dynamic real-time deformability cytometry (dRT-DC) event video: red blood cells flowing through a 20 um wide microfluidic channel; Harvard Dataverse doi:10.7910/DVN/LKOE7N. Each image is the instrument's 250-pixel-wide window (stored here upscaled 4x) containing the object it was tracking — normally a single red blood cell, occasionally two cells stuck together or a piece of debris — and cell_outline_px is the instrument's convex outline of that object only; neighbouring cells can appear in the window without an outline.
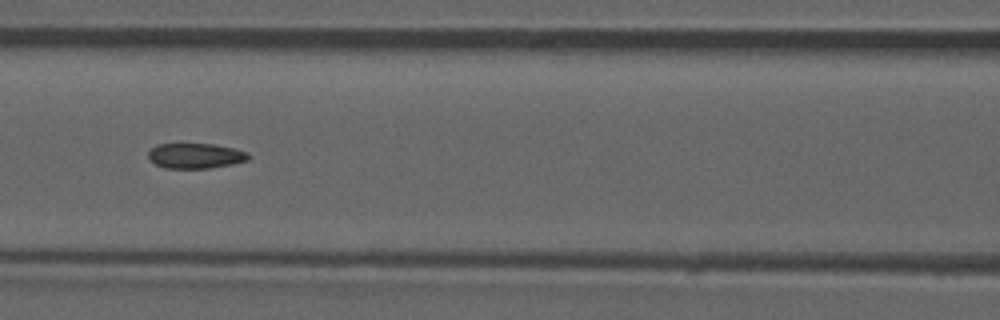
{"species": "common noctule bat (a hibernating species)", "species_latin": "Nyctalus noctula", "temperature_condition": "room temperature", "stored_images_in_passage": 54, "camera_frame_rate_fps": 3000, "um_per_image_px": 0.085, "animal": {"sex": "male", "forearm_length_mm": 52.5}, "frame": {"image": 1, "passage_image": 24, "time_ms": 7.667, "image_size_px": [1000, 320], "cell_outline_px": [[252, 156], [248, 160], [232, 164], [208, 168], [164, 168], [148, 160], [148, 152], [156, 144], [212, 144], [232, 148], [248, 152]], "centroid_in_image_um": [16.61, 13.24], "position_along_channel_um": 150.0, "area_um2": 14.74}, "authors_computed_cell_mechanics": {"area_um2": 15.3748, "velocity_mm_per_s": 3.8627, "shape_relaxation_time_tau1_ms": null, "shape_relaxation_time_tau2_ms": 2.1847, "deformation_change_tau1": null, "deformation_change_tau2": 0.0811}}